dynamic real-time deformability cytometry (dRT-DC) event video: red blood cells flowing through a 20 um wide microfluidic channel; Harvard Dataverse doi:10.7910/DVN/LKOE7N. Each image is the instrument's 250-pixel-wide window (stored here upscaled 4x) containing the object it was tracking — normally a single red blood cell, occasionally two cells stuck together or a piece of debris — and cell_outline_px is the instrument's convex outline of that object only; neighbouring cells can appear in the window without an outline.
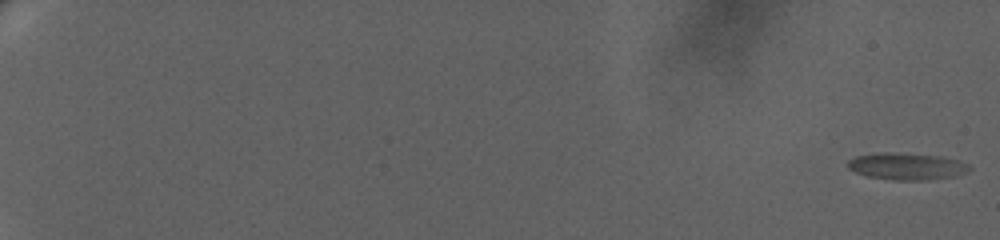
{"species": "human", "species_latin": "Homo sapiens", "temperature_condition": "warm", "stored_images_in_passage": 69, "camera_frame_rate_fps": 3000, "um_per_image_px": 0.085, "donor": {"sex": "female"}, "frame": {"image": 1, "passage_image": 1, "time_ms": 0.0, "image_size_px": [1000, 240], "cell_outline_px": [[972, 168], [956, 176], [928, 180], [892, 180], [868, 176], [856, 172], [848, 168], [848, 160], [856, 156], [884, 152], [896, 152], [940, 156], [956, 160], [968, 164]], "centroid_in_image_um": [77.07, 14.14], "position_along_channel_um": 7.9, "area_um2": 18.96}}
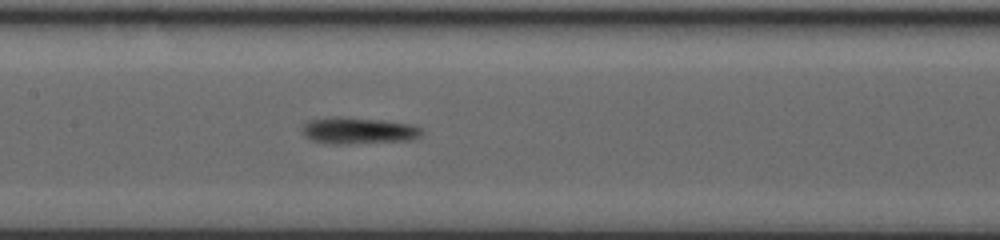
{"frame": {"image": 2, "passage_image": 40, "time_ms": 13.0, "image_size_px": [1000, 240], "cell_outline_px": [[424, 132], [420, 136], [412, 140], [348, 144], [332, 144], [312, 140], [304, 136], [304, 124], [308, 120], [328, 116], [340, 116], [380, 120], [412, 124], [424, 128]], "centroid_in_image_um": [30.5, 11.1], "position_along_channel_um": 176.9, "area_um2": 18.79}}
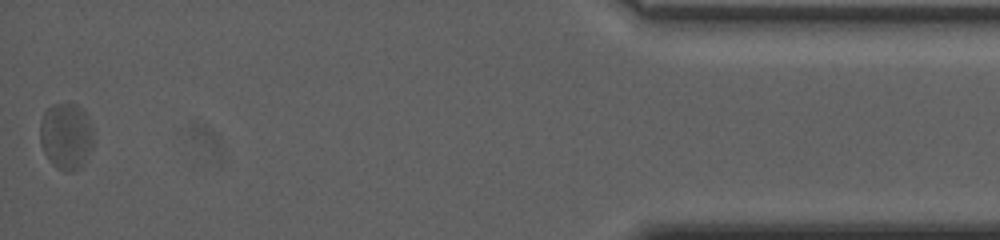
{"frame": {"image": 3, "passage_image": 69, "time_ms": 22.667, "image_size_px": [1000, 240], "cell_outline_px": [[92, 148], [84, 164], [80, 168], [72, 172], [64, 172], [56, 168], [52, 164], [44, 152], [40, 144], [40, 120], [44, 112], [52, 104], [76, 104], [84, 112], [92, 128]], "centroid_in_image_um": [5.6, 11.6], "position_along_channel_um": 429.6, "area_um2": 20.81}}